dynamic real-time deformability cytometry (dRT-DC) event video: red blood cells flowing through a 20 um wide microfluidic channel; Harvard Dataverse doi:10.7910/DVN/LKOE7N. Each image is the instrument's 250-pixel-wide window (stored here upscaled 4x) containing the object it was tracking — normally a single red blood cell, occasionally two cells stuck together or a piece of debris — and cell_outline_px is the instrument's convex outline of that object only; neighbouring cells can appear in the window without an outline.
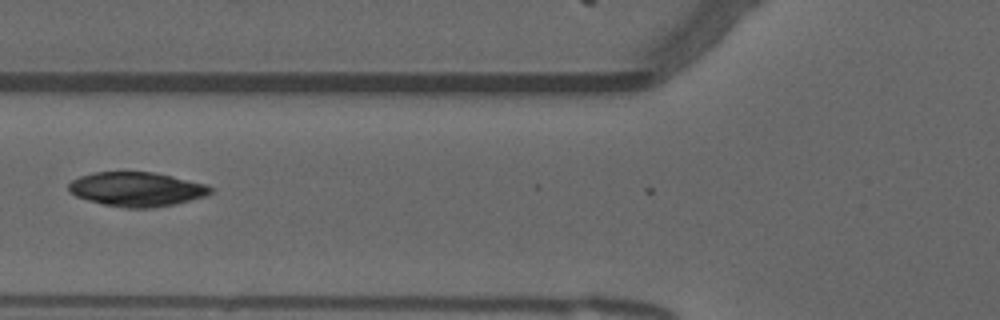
{"species": "common noctule bat (a hibernating species)", "species_latin": "Nyctalus noctula", "temperature_condition": "warm", "stored_images_in_passage": 9, "camera_frame_rate_fps": 3000, "um_per_image_px": 0.085, "animal": {"sex": "male", "forearm_length_mm": 52.5}, "frame": {"image": 1, "passage_image": 7, "time_ms": 2.0, "image_size_px": [1000, 320], "cell_outline_px": [[212, 192], [208, 196], [176, 204], [152, 208], [124, 208], [104, 204], [88, 200], [76, 196], [68, 188], [68, 184], [72, 180], [80, 176], [92, 172], [152, 172], [172, 176], [204, 184], [212, 188]], "centroid_in_image_um": [11.63, 16.09], "position_along_channel_um": 114.2, "area_um2": 28.32}}